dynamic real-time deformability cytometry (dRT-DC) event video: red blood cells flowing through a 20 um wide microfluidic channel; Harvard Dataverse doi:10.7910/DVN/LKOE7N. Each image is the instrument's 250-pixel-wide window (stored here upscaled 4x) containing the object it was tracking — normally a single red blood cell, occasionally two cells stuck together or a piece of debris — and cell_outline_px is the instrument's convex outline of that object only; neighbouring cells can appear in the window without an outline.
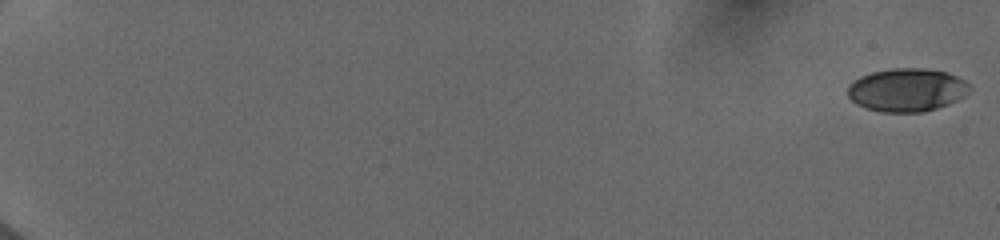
{"species": "human", "species_latin": "Homo sapiens", "temperature_condition": "cold", "stored_images_in_passage": 41, "camera_frame_rate_fps": 3000, "um_per_image_px": 0.085, "donor": {"sex": "female"}, "frame": {"image": 1, "passage_image": 1, "time_ms": 0.0, "image_size_px": [1000, 240], "cell_outline_px": [[972, 88], [964, 96], [948, 104], [924, 112], [880, 112], [856, 104], [848, 96], [848, 84], [852, 80], [860, 76], [872, 72], [892, 68], [924, 68], [948, 72], [972, 84]], "centroid_in_image_um": [77.09, 7.63], "position_along_channel_um": 7.9, "area_um2": 30.92}}
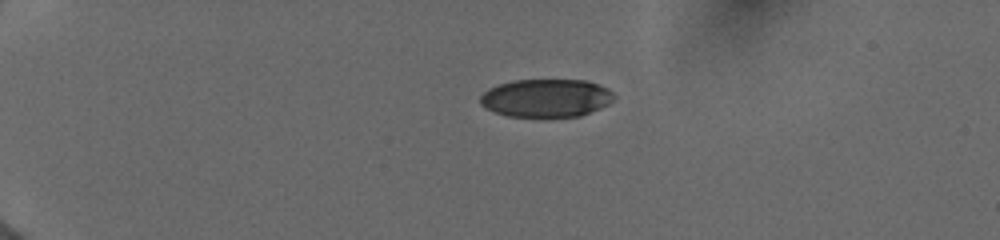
{"frame": {"image": 2, "passage_image": 28, "time_ms": 4.667, "image_size_px": [1000, 240], "cell_outline_px": [[616, 96], [608, 104], [600, 108], [580, 116], [548, 120], [508, 116], [484, 108], [480, 104], [480, 96], [488, 88], [512, 80], [584, 80], [608, 88]], "centroid_in_image_um": [46.4, 8.38], "position_along_channel_um": 38.6, "area_um2": 30.58}}